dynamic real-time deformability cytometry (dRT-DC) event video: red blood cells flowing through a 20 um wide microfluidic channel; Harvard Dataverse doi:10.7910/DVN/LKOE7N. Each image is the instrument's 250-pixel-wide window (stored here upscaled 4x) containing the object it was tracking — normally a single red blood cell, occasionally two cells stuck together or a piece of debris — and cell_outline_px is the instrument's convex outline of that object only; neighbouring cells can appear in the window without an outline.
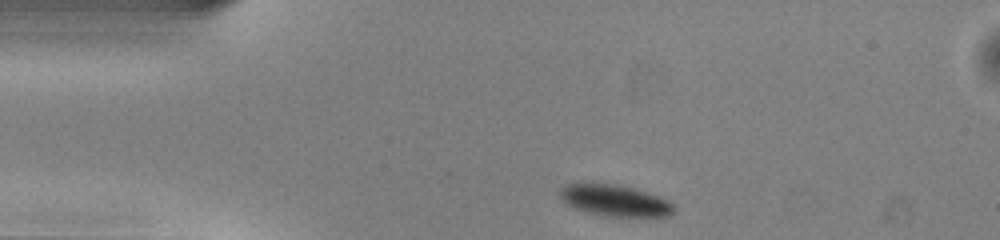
{"species": "common noctule bat (a hibernating species)", "species_latin": "Nyctalus noctula", "temperature_condition": "warm", "stored_images_in_passage": 42, "camera_frame_rate_fps": 3000, "um_per_image_px": 0.085, "animal": {"sex": "male", "body_mass_g": 13.0, "forearm_length_mm": 53.1}, "frame": {"image": 1, "passage_image": 1, "time_ms": 0.0, "image_size_px": [1000, 240], "cell_outline_px": [[672, 212], [668, 216], [608, 216], [588, 212], [572, 208], [564, 204], [560, 196], [560, 188], [568, 184], [592, 180], [616, 184], [632, 188], [668, 200], [672, 204]], "centroid_in_image_um": [52.13, 17.0], "position_along_channel_um": 32.9, "area_um2": 21.04}}
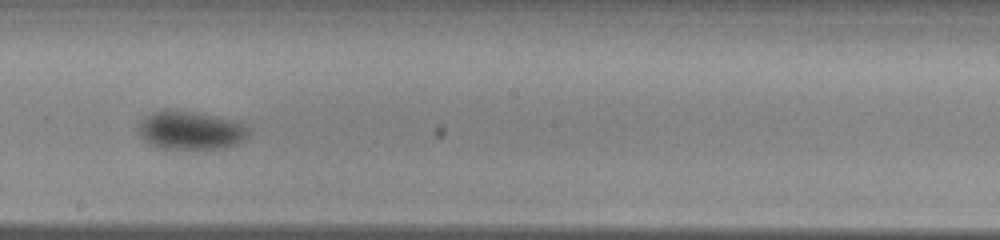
{"frame": {"image": 2, "passage_image": 19, "time_ms": 6.0, "image_size_px": [1000, 240], "cell_outline_px": [[248, 136], [244, 140], [236, 144], [224, 148], [164, 148], [152, 144], [140, 136], [136, 128], [136, 124], [144, 116], [152, 112], [164, 108], [192, 112], [240, 120], [248, 128]], "centroid_in_image_um": [16.18, 11.04], "position_along_channel_um": 232.0, "area_um2": 24.91}}
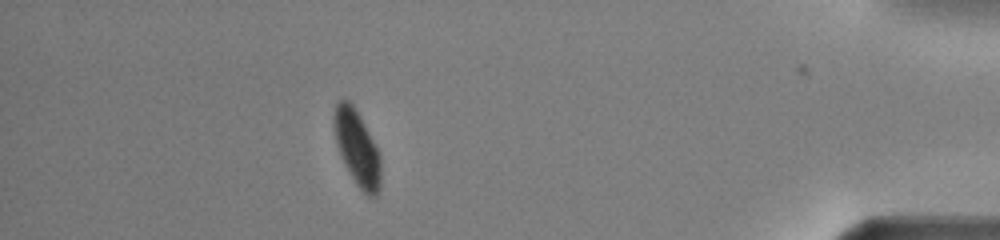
{"frame": {"image": 3, "passage_image": 36, "time_ms": 11.667, "image_size_px": [1000, 240], "cell_outline_px": [[380, 188], [376, 196], [368, 196], [356, 184], [344, 164], [340, 156], [336, 144], [332, 124], [332, 116], [336, 100], [344, 96], [356, 108], [376, 144], [380, 152]], "centroid_in_image_um": [30.31, 12.49], "position_along_channel_um": 404.9, "area_um2": 21.15}, "authors_computed_cell_mechanics": {"area_um2": 23.0911, "velocity_mm_per_s": 4.0153, "shape_relaxation_time_tau1_ms": 3.405, "shape_relaxation_time_tau2_ms": null, "deformation_change_tau1": 0.1007, "deformation_change_tau2": null}}